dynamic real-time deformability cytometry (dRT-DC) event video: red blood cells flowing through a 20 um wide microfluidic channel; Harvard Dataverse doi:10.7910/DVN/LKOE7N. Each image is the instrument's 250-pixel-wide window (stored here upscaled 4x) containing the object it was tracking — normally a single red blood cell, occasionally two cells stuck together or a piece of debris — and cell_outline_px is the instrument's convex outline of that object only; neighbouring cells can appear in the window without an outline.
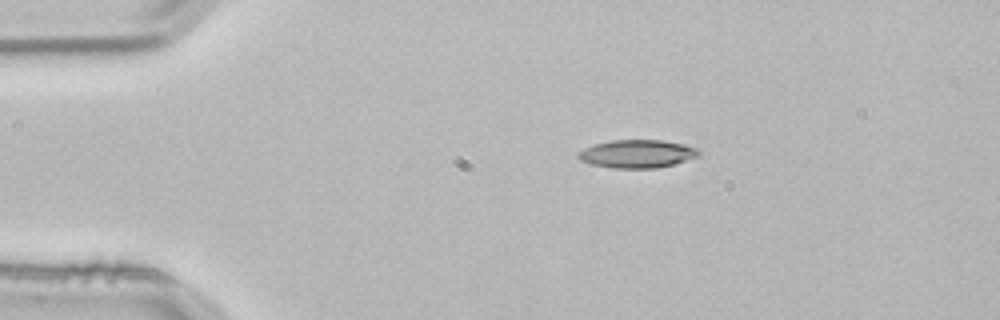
{"species": "common noctule bat (a hibernating species)", "species_latin": "Nyctalus noctula", "temperature_condition": "room temperature", "stored_images_in_passage": 2, "camera_frame_rate_fps": 3000, "um_per_image_px": 0.085, "animal": {"sex": "male", "body_mass_g": 21.5, "forearm_length_mm": 52.0}, "frame": {"image": 1, "passage_image": 1, "time_ms": 0.0, "image_size_px": [1000, 320], "cell_outline_px": [[700, 156], [672, 164], [656, 168], [612, 168], [592, 164], [580, 160], [576, 156], [576, 152], [584, 148], [596, 144], [612, 140], [664, 140], [684, 144], [696, 148], [700, 152]], "centroid_in_image_um": [54.14, 13.07], "position_along_channel_um": 30.9, "area_um2": 19.71}}